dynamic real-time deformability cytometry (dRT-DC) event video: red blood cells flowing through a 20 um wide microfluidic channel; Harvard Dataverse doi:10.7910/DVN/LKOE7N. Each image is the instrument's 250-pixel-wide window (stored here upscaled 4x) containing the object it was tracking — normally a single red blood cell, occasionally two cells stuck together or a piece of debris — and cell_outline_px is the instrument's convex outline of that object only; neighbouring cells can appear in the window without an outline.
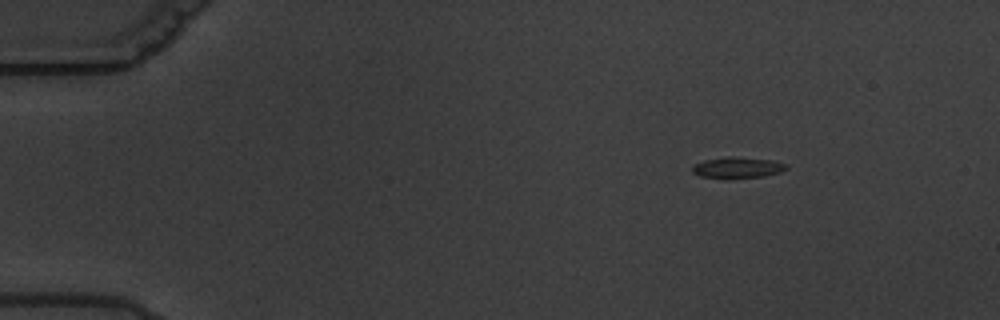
{"species": "common noctule bat (a hibernating species)", "species_latin": "Nyctalus noctula", "temperature_condition": "warm", "stored_images_in_passage": 5, "camera_frame_rate_fps": 3000, "um_per_image_px": 0.085, "animal": {"sex": "male", "body_mass_g": 19.5, "forearm_length_mm": 54.6}, "frame": {"image": 1, "passage_image": 2, "time_ms": 1.0, "image_size_px": [1000, 320], "cell_outline_px": [[788, 168], [780, 172], [764, 176], [724, 180], [700, 176], [692, 172], [692, 164], [704, 160], [728, 156], [736, 156], [772, 160], [788, 164]], "centroid_in_image_um": [62.65, 14.26], "position_along_channel_um": 22.3, "area_um2": 12.02}}
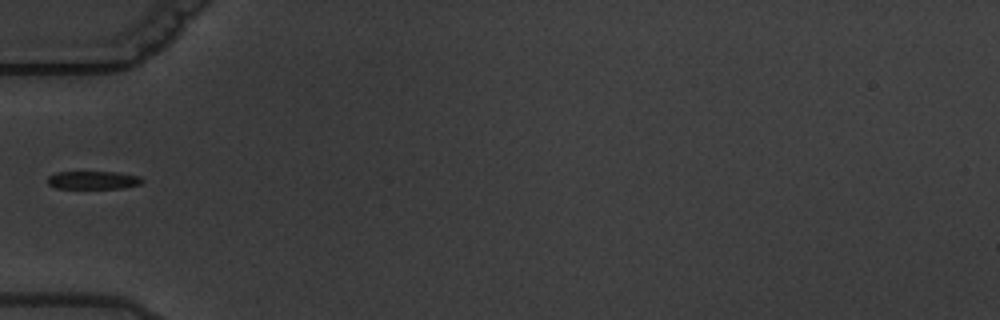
{"frame": {"image": 2, "passage_image": 5, "time_ms": 5.333, "image_size_px": [1000, 320], "cell_outline_px": [[144, 180], [140, 184], [124, 188], [56, 188], [48, 184], [48, 176], [56, 172], [120, 172], [140, 176]], "centroid_in_image_um": [7.95, 15.3], "position_along_channel_um": 77.1, "area_um2": 10.0}}